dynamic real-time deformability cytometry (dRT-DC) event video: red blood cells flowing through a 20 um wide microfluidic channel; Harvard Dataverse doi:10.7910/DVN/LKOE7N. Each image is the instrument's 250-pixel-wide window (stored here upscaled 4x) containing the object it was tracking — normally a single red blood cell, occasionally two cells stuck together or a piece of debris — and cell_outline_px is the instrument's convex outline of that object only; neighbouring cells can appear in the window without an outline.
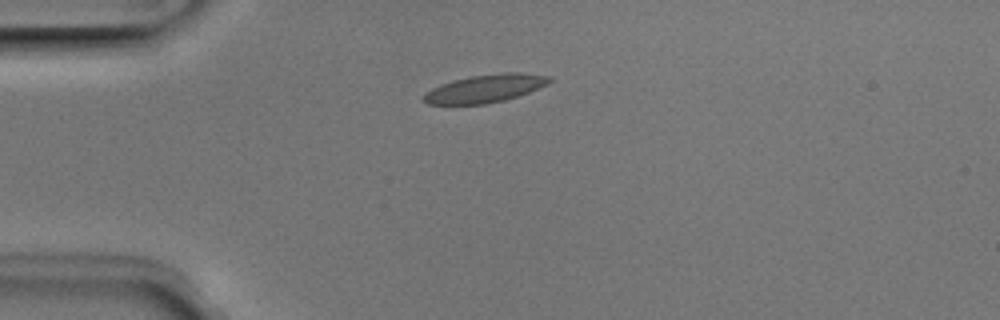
{"species": "Egyptian fruit bat (a non-hibernating species)", "species_latin": "Rousettus aegyptiacus", "temperature_condition": "room temperature", "stored_images_in_passage": 3, "camera_frame_rate_fps": 3000, "um_per_image_px": 0.085, "animal": {"sex": "male"}, "frame": {"image": 1, "passage_image": 1, "time_ms": 0.0, "image_size_px": [1000, 320], "cell_outline_px": [[552, 80], [548, 84], [528, 92], [504, 100], [484, 104], [428, 104], [420, 100], [420, 96], [424, 92], [440, 84], [452, 80], [472, 76], [500, 72], [520, 72], [548, 76]], "centroid_in_image_um": [41.16, 7.52], "position_along_channel_um": 43.8, "area_um2": 20.58}}